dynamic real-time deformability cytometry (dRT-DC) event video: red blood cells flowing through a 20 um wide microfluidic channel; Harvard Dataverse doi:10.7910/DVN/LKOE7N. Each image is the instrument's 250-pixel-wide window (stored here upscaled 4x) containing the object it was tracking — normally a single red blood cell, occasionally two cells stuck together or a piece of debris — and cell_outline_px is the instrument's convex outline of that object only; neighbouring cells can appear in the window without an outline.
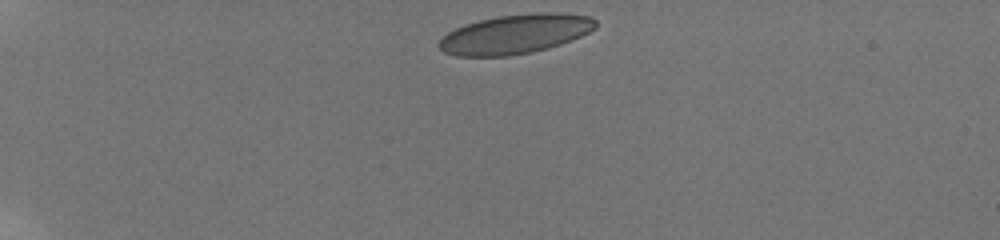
{"species": "human", "species_latin": "Homo sapiens", "temperature_condition": "room temperature", "stored_images_in_passage": 11, "camera_frame_rate_fps": 3000, "um_per_image_px": 0.085, "donor": {"sex": "male"}, "frame": {"image": 1, "passage_image": 1, "time_ms": 0.0, "image_size_px": [1000, 240], "cell_outline_px": [[596, 28], [572, 40], [548, 48], [532, 52], [508, 56], [456, 56], [444, 52], [436, 44], [448, 32], [456, 28], [480, 20], [500, 16], [536, 12], [552, 12], [588, 16], [596, 20]], "centroid_in_image_um": [43.8, 2.9], "position_along_channel_um": 41.2, "area_um2": 35.66}}